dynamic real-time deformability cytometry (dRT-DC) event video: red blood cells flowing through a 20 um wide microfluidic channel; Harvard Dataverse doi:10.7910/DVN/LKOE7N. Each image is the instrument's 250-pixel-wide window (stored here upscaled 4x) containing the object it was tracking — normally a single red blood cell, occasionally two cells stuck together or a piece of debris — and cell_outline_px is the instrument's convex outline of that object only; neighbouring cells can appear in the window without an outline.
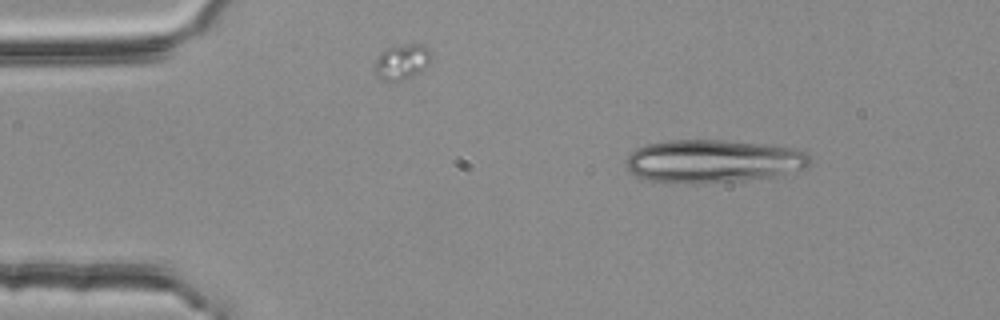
{"species": "common noctule bat (a hibernating species)", "species_latin": "Nyctalus noctula", "temperature_condition": "room temperature", "stored_images_in_passage": 3, "camera_frame_rate_fps": 3000, "um_per_image_px": 0.085, "animal": {"sex": "female", "body_mass_g": 25.1}, "frame": {"image": 1, "passage_image": 1, "time_ms": 0.0, "image_size_px": [1000, 320], "cell_outline_px": [[812, 164], [800, 168], [772, 176], [740, 180], [648, 180], [636, 176], [624, 164], [624, 160], [636, 148], [648, 144], [664, 140], [724, 140], [792, 148], [808, 152], [812, 156]], "centroid_in_image_um": [60.61, 13.64], "position_along_channel_um": 24.4, "area_um2": 44.51}}